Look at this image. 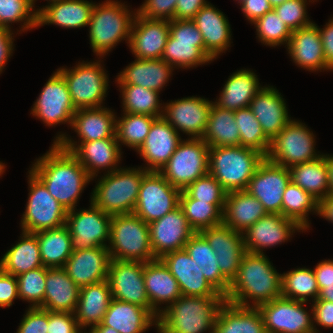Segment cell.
<instances>
[{
	"label": "cell",
	"mask_w": 333,
	"mask_h": 333,
	"mask_svg": "<svg viewBox=\"0 0 333 333\" xmlns=\"http://www.w3.org/2000/svg\"><path fill=\"white\" fill-rule=\"evenodd\" d=\"M30 171L67 211L77 207L84 188L92 181L77 158L59 144H52L34 160Z\"/></svg>",
	"instance_id": "cell-1"
},
{
	"label": "cell",
	"mask_w": 333,
	"mask_h": 333,
	"mask_svg": "<svg viewBox=\"0 0 333 333\" xmlns=\"http://www.w3.org/2000/svg\"><path fill=\"white\" fill-rule=\"evenodd\" d=\"M281 296L282 274L277 272L267 255L246 252L230 283L226 302L257 308Z\"/></svg>",
	"instance_id": "cell-2"
},
{
	"label": "cell",
	"mask_w": 333,
	"mask_h": 333,
	"mask_svg": "<svg viewBox=\"0 0 333 333\" xmlns=\"http://www.w3.org/2000/svg\"><path fill=\"white\" fill-rule=\"evenodd\" d=\"M225 297L181 295L158 317V333H209L215 329L216 318Z\"/></svg>",
	"instance_id": "cell-3"
},
{
	"label": "cell",
	"mask_w": 333,
	"mask_h": 333,
	"mask_svg": "<svg viewBox=\"0 0 333 333\" xmlns=\"http://www.w3.org/2000/svg\"><path fill=\"white\" fill-rule=\"evenodd\" d=\"M118 0L95 2L88 24L89 44L94 55L100 58L116 47L122 40L129 44L130 32L137 9L134 11Z\"/></svg>",
	"instance_id": "cell-4"
},
{
	"label": "cell",
	"mask_w": 333,
	"mask_h": 333,
	"mask_svg": "<svg viewBox=\"0 0 333 333\" xmlns=\"http://www.w3.org/2000/svg\"><path fill=\"white\" fill-rule=\"evenodd\" d=\"M148 171L139 167H121L98 178L90 201L113 216L133 213L143 176Z\"/></svg>",
	"instance_id": "cell-5"
},
{
	"label": "cell",
	"mask_w": 333,
	"mask_h": 333,
	"mask_svg": "<svg viewBox=\"0 0 333 333\" xmlns=\"http://www.w3.org/2000/svg\"><path fill=\"white\" fill-rule=\"evenodd\" d=\"M265 158L261 152L241 145L209 147L208 173L227 193L246 190Z\"/></svg>",
	"instance_id": "cell-6"
},
{
	"label": "cell",
	"mask_w": 333,
	"mask_h": 333,
	"mask_svg": "<svg viewBox=\"0 0 333 333\" xmlns=\"http://www.w3.org/2000/svg\"><path fill=\"white\" fill-rule=\"evenodd\" d=\"M107 248L114 260L146 263L157 259L152 251L149 226L134 213L111 217Z\"/></svg>",
	"instance_id": "cell-7"
},
{
	"label": "cell",
	"mask_w": 333,
	"mask_h": 333,
	"mask_svg": "<svg viewBox=\"0 0 333 333\" xmlns=\"http://www.w3.org/2000/svg\"><path fill=\"white\" fill-rule=\"evenodd\" d=\"M80 61L74 67H59L64 76L75 109L97 108L105 106L109 76L102 66V60Z\"/></svg>",
	"instance_id": "cell-8"
},
{
	"label": "cell",
	"mask_w": 333,
	"mask_h": 333,
	"mask_svg": "<svg viewBox=\"0 0 333 333\" xmlns=\"http://www.w3.org/2000/svg\"><path fill=\"white\" fill-rule=\"evenodd\" d=\"M170 35L161 59L175 69L196 68L215 59L205 50L200 31L192 20H170Z\"/></svg>",
	"instance_id": "cell-9"
},
{
	"label": "cell",
	"mask_w": 333,
	"mask_h": 333,
	"mask_svg": "<svg viewBox=\"0 0 333 333\" xmlns=\"http://www.w3.org/2000/svg\"><path fill=\"white\" fill-rule=\"evenodd\" d=\"M209 146L203 139H182L159 173L183 191L192 182L208 174Z\"/></svg>",
	"instance_id": "cell-10"
},
{
	"label": "cell",
	"mask_w": 333,
	"mask_h": 333,
	"mask_svg": "<svg viewBox=\"0 0 333 333\" xmlns=\"http://www.w3.org/2000/svg\"><path fill=\"white\" fill-rule=\"evenodd\" d=\"M300 120L292 119L272 140L266 159L289 168L323 156L315 150L316 139Z\"/></svg>",
	"instance_id": "cell-11"
},
{
	"label": "cell",
	"mask_w": 333,
	"mask_h": 333,
	"mask_svg": "<svg viewBox=\"0 0 333 333\" xmlns=\"http://www.w3.org/2000/svg\"><path fill=\"white\" fill-rule=\"evenodd\" d=\"M27 177L29 193L20 221L22 231L36 233L65 225L67 210L30 170Z\"/></svg>",
	"instance_id": "cell-12"
},
{
	"label": "cell",
	"mask_w": 333,
	"mask_h": 333,
	"mask_svg": "<svg viewBox=\"0 0 333 333\" xmlns=\"http://www.w3.org/2000/svg\"><path fill=\"white\" fill-rule=\"evenodd\" d=\"M88 209L67 211L65 225L71 235L72 251L93 247H107L111 215L96 207L90 200ZM108 242V243H107Z\"/></svg>",
	"instance_id": "cell-13"
},
{
	"label": "cell",
	"mask_w": 333,
	"mask_h": 333,
	"mask_svg": "<svg viewBox=\"0 0 333 333\" xmlns=\"http://www.w3.org/2000/svg\"><path fill=\"white\" fill-rule=\"evenodd\" d=\"M180 194L181 190L173 187L159 172L148 171L142 178L133 213L149 224L177 208Z\"/></svg>",
	"instance_id": "cell-14"
},
{
	"label": "cell",
	"mask_w": 333,
	"mask_h": 333,
	"mask_svg": "<svg viewBox=\"0 0 333 333\" xmlns=\"http://www.w3.org/2000/svg\"><path fill=\"white\" fill-rule=\"evenodd\" d=\"M306 304L281 296L259 305L257 309L267 333H315L312 307L308 311Z\"/></svg>",
	"instance_id": "cell-15"
},
{
	"label": "cell",
	"mask_w": 333,
	"mask_h": 333,
	"mask_svg": "<svg viewBox=\"0 0 333 333\" xmlns=\"http://www.w3.org/2000/svg\"><path fill=\"white\" fill-rule=\"evenodd\" d=\"M75 112L67 82L56 69L34 101L30 114L48 127L58 124H68L71 127Z\"/></svg>",
	"instance_id": "cell-16"
},
{
	"label": "cell",
	"mask_w": 333,
	"mask_h": 333,
	"mask_svg": "<svg viewBox=\"0 0 333 333\" xmlns=\"http://www.w3.org/2000/svg\"><path fill=\"white\" fill-rule=\"evenodd\" d=\"M107 280L113 299L146 308L158 319L147 296L143 262L111 259Z\"/></svg>",
	"instance_id": "cell-17"
},
{
	"label": "cell",
	"mask_w": 333,
	"mask_h": 333,
	"mask_svg": "<svg viewBox=\"0 0 333 333\" xmlns=\"http://www.w3.org/2000/svg\"><path fill=\"white\" fill-rule=\"evenodd\" d=\"M204 97H183L166 102L162 117L179 133L188 135V138L202 139L209 120L212 103Z\"/></svg>",
	"instance_id": "cell-18"
},
{
	"label": "cell",
	"mask_w": 333,
	"mask_h": 333,
	"mask_svg": "<svg viewBox=\"0 0 333 333\" xmlns=\"http://www.w3.org/2000/svg\"><path fill=\"white\" fill-rule=\"evenodd\" d=\"M63 149L70 151L85 168L92 181L101 170L110 173L121 168L122 158L117 138H106L89 142H59ZM107 170V171H106Z\"/></svg>",
	"instance_id": "cell-19"
},
{
	"label": "cell",
	"mask_w": 333,
	"mask_h": 333,
	"mask_svg": "<svg viewBox=\"0 0 333 333\" xmlns=\"http://www.w3.org/2000/svg\"><path fill=\"white\" fill-rule=\"evenodd\" d=\"M306 232L297 222L282 214L267 213L243 233L246 252L264 254V249L281 245L291 239L295 232Z\"/></svg>",
	"instance_id": "cell-20"
},
{
	"label": "cell",
	"mask_w": 333,
	"mask_h": 333,
	"mask_svg": "<svg viewBox=\"0 0 333 333\" xmlns=\"http://www.w3.org/2000/svg\"><path fill=\"white\" fill-rule=\"evenodd\" d=\"M290 181L288 168L265 158L250 179L246 191L263 204L267 213L281 214L283 193Z\"/></svg>",
	"instance_id": "cell-21"
},
{
	"label": "cell",
	"mask_w": 333,
	"mask_h": 333,
	"mask_svg": "<svg viewBox=\"0 0 333 333\" xmlns=\"http://www.w3.org/2000/svg\"><path fill=\"white\" fill-rule=\"evenodd\" d=\"M115 110L105 106L97 108L77 109L72 118L71 129L79 137L73 140L70 135L61 131L53 139V144L59 142H89L94 140L116 138V113ZM70 136V137H69Z\"/></svg>",
	"instance_id": "cell-22"
},
{
	"label": "cell",
	"mask_w": 333,
	"mask_h": 333,
	"mask_svg": "<svg viewBox=\"0 0 333 333\" xmlns=\"http://www.w3.org/2000/svg\"><path fill=\"white\" fill-rule=\"evenodd\" d=\"M148 226L152 251L156 258H161L171 251L184 249L195 233L180 206Z\"/></svg>",
	"instance_id": "cell-23"
},
{
	"label": "cell",
	"mask_w": 333,
	"mask_h": 333,
	"mask_svg": "<svg viewBox=\"0 0 333 333\" xmlns=\"http://www.w3.org/2000/svg\"><path fill=\"white\" fill-rule=\"evenodd\" d=\"M215 252L221 274L231 283L246 253L243 233L223 223L200 231Z\"/></svg>",
	"instance_id": "cell-24"
},
{
	"label": "cell",
	"mask_w": 333,
	"mask_h": 333,
	"mask_svg": "<svg viewBox=\"0 0 333 333\" xmlns=\"http://www.w3.org/2000/svg\"><path fill=\"white\" fill-rule=\"evenodd\" d=\"M177 280L181 295L196 297H225L203 276L202 270L184 249L171 251L160 258Z\"/></svg>",
	"instance_id": "cell-25"
},
{
	"label": "cell",
	"mask_w": 333,
	"mask_h": 333,
	"mask_svg": "<svg viewBox=\"0 0 333 333\" xmlns=\"http://www.w3.org/2000/svg\"><path fill=\"white\" fill-rule=\"evenodd\" d=\"M169 35V20L146 19L136 13L128 47L135 58L161 59Z\"/></svg>",
	"instance_id": "cell-26"
},
{
	"label": "cell",
	"mask_w": 333,
	"mask_h": 333,
	"mask_svg": "<svg viewBox=\"0 0 333 333\" xmlns=\"http://www.w3.org/2000/svg\"><path fill=\"white\" fill-rule=\"evenodd\" d=\"M181 140L180 133L172 125L162 116L157 117L153 121L144 143L136 151L146 162L142 168L159 172L169 161Z\"/></svg>",
	"instance_id": "cell-27"
},
{
	"label": "cell",
	"mask_w": 333,
	"mask_h": 333,
	"mask_svg": "<svg viewBox=\"0 0 333 333\" xmlns=\"http://www.w3.org/2000/svg\"><path fill=\"white\" fill-rule=\"evenodd\" d=\"M110 262L107 247H93L72 252L63 268L81 288L107 280Z\"/></svg>",
	"instance_id": "cell-28"
},
{
	"label": "cell",
	"mask_w": 333,
	"mask_h": 333,
	"mask_svg": "<svg viewBox=\"0 0 333 333\" xmlns=\"http://www.w3.org/2000/svg\"><path fill=\"white\" fill-rule=\"evenodd\" d=\"M286 48L291 60L299 68L310 72L332 71L326 65L319 26L315 22L292 31Z\"/></svg>",
	"instance_id": "cell-29"
},
{
	"label": "cell",
	"mask_w": 333,
	"mask_h": 333,
	"mask_svg": "<svg viewBox=\"0 0 333 333\" xmlns=\"http://www.w3.org/2000/svg\"><path fill=\"white\" fill-rule=\"evenodd\" d=\"M249 107L270 140L293 119L288 113L285 99L274 86L264 85Z\"/></svg>",
	"instance_id": "cell-30"
},
{
	"label": "cell",
	"mask_w": 333,
	"mask_h": 333,
	"mask_svg": "<svg viewBox=\"0 0 333 333\" xmlns=\"http://www.w3.org/2000/svg\"><path fill=\"white\" fill-rule=\"evenodd\" d=\"M192 21L202 35L205 50L215 60L231 47L233 42L229 20L210 2L194 16Z\"/></svg>",
	"instance_id": "cell-31"
},
{
	"label": "cell",
	"mask_w": 333,
	"mask_h": 333,
	"mask_svg": "<svg viewBox=\"0 0 333 333\" xmlns=\"http://www.w3.org/2000/svg\"><path fill=\"white\" fill-rule=\"evenodd\" d=\"M174 67L163 59H138L127 65L116 76L117 85H137L161 92L170 77Z\"/></svg>",
	"instance_id": "cell-32"
},
{
	"label": "cell",
	"mask_w": 333,
	"mask_h": 333,
	"mask_svg": "<svg viewBox=\"0 0 333 333\" xmlns=\"http://www.w3.org/2000/svg\"><path fill=\"white\" fill-rule=\"evenodd\" d=\"M144 284L151 307L158 314L181 296L177 280L160 258L144 263Z\"/></svg>",
	"instance_id": "cell-33"
},
{
	"label": "cell",
	"mask_w": 333,
	"mask_h": 333,
	"mask_svg": "<svg viewBox=\"0 0 333 333\" xmlns=\"http://www.w3.org/2000/svg\"><path fill=\"white\" fill-rule=\"evenodd\" d=\"M157 320L146 308L112 299L101 324L119 333H145L153 325L157 329Z\"/></svg>",
	"instance_id": "cell-34"
},
{
	"label": "cell",
	"mask_w": 333,
	"mask_h": 333,
	"mask_svg": "<svg viewBox=\"0 0 333 333\" xmlns=\"http://www.w3.org/2000/svg\"><path fill=\"white\" fill-rule=\"evenodd\" d=\"M112 299L108 280L81 287L74 312L78 327L87 331L101 324Z\"/></svg>",
	"instance_id": "cell-35"
},
{
	"label": "cell",
	"mask_w": 333,
	"mask_h": 333,
	"mask_svg": "<svg viewBox=\"0 0 333 333\" xmlns=\"http://www.w3.org/2000/svg\"><path fill=\"white\" fill-rule=\"evenodd\" d=\"M266 214L263 204L248 191H231L226 195L222 223L244 233Z\"/></svg>",
	"instance_id": "cell-36"
},
{
	"label": "cell",
	"mask_w": 333,
	"mask_h": 333,
	"mask_svg": "<svg viewBox=\"0 0 333 333\" xmlns=\"http://www.w3.org/2000/svg\"><path fill=\"white\" fill-rule=\"evenodd\" d=\"M46 289L43 306L47 311L74 313L80 288L69 278L63 267H46Z\"/></svg>",
	"instance_id": "cell-37"
},
{
	"label": "cell",
	"mask_w": 333,
	"mask_h": 333,
	"mask_svg": "<svg viewBox=\"0 0 333 333\" xmlns=\"http://www.w3.org/2000/svg\"><path fill=\"white\" fill-rule=\"evenodd\" d=\"M262 87L255 72L251 69H240L229 76L214 103L220 108L237 111L249 107L251 100Z\"/></svg>",
	"instance_id": "cell-38"
},
{
	"label": "cell",
	"mask_w": 333,
	"mask_h": 333,
	"mask_svg": "<svg viewBox=\"0 0 333 333\" xmlns=\"http://www.w3.org/2000/svg\"><path fill=\"white\" fill-rule=\"evenodd\" d=\"M95 2L88 0H64L46 6L38 14V27L57 25L66 29L88 27Z\"/></svg>",
	"instance_id": "cell-39"
},
{
	"label": "cell",
	"mask_w": 333,
	"mask_h": 333,
	"mask_svg": "<svg viewBox=\"0 0 333 333\" xmlns=\"http://www.w3.org/2000/svg\"><path fill=\"white\" fill-rule=\"evenodd\" d=\"M19 238L0 259V269L13 276L43 266L36 235L22 231Z\"/></svg>",
	"instance_id": "cell-40"
},
{
	"label": "cell",
	"mask_w": 333,
	"mask_h": 333,
	"mask_svg": "<svg viewBox=\"0 0 333 333\" xmlns=\"http://www.w3.org/2000/svg\"><path fill=\"white\" fill-rule=\"evenodd\" d=\"M215 328L219 333H267L260 311L224 302L220 307Z\"/></svg>",
	"instance_id": "cell-41"
},
{
	"label": "cell",
	"mask_w": 333,
	"mask_h": 333,
	"mask_svg": "<svg viewBox=\"0 0 333 333\" xmlns=\"http://www.w3.org/2000/svg\"><path fill=\"white\" fill-rule=\"evenodd\" d=\"M192 260L203 271L204 278L223 296L229 292L230 282L221 274L215 252L200 232H195L185 245Z\"/></svg>",
	"instance_id": "cell-42"
},
{
	"label": "cell",
	"mask_w": 333,
	"mask_h": 333,
	"mask_svg": "<svg viewBox=\"0 0 333 333\" xmlns=\"http://www.w3.org/2000/svg\"><path fill=\"white\" fill-rule=\"evenodd\" d=\"M290 180L310 193L317 200L329 194V181L326 169V154L318 159L293 165L288 168Z\"/></svg>",
	"instance_id": "cell-43"
},
{
	"label": "cell",
	"mask_w": 333,
	"mask_h": 333,
	"mask_svg": "<svg viewBox=\"0 0 333 333\" xmlns=\"http://www.w3.org/2000/svg\"><path fill=\"white\" fill-rule=\"evenodd\" d=\"M44 267H64L72 254L71 235L66 225L34 233Z\"/></svg>",
	"instance_id": "cell-44"
},
{
	"label": "cell",
	"mask_w": 333,
	"mask_h": 333,
	"mask_svg": "<svg viewBox=\"0 0 333 333\" xmlns=\"http://www.w3.org/2000/svg\"><path fill=\"white\" fill-rule=\"evenodd\" d=\"M202 139L209 147L240 146V133L234 111L220 108L213 102Z\"/></svg>",
	"instance_id": "cell-45"
},
{
	"label": "cell",
	"mask_w": 333,
	"mask_h": 333,
	"mask_svg": "<svg viewBox=\"0 0 333 333\" xmlns=\"http://www.w3.org/2000/svg\"><path fill=\"white\" fill-rule=\"evenodd\" d=\"M318 200L310 193L304 191L291 181L283 193L281 214L288 219L297 222L306 231L310 223L308 215L313 212L317 214Z\"/></svg>",
	"instance_id": "cell-46"
},
{
	"label": "cell",
	"mask_w": 333,
	"mask_h": 333,
	"mask_svg": "<svg viewBox=\"0 0 333 333\" xmlns=\"http://www.w3.org/2000/svg\"><path fill=\"white\" fill-rule=\"evenodd\" d=\"M224 205L190 198L184 191L179 199V206L195 232L222 224Z\"/></svg>",
	"instance_id": "cell-47"
},
{
	"label": "cell",
	"mask_w": 333,
	"mask_h": 333,
	"mask_svg": "<svg viewBox=\"0 0 333 333\" xmlns=\"http://www.w3.org/2000/svg\"><path fill=\"white\" fill-rule=\"evenodd\" d=\"M117 87L122 97V112L154 117L163 115L164 104L159 99V92L137 85H118Z\"/></svg>",
	"instance_id": "cell-48"
},
{
	"label": "cell",
	"mask_w": 333,
	"mask_h": 333,
	"mask_svg": "<svg viewBox=\"0 0 333 333\" xmlns=\"http://www.w3.org/2000/svg\"><path fill=\"white\" fill-rule=\"evenodd\" d=\"M156 118L144 114L122 112L121 117H116L115 130L120 148L124 145L137 151L144 143L151 125Z\"/></svg>",
	"instance_id": "cell-49"
},
{
	"label": "cell",
	"mask_w": 333,
	"mask_h": 333,
	"mask_svg": "<svg viewBox=\"0 0 333 333\" xmlns=\"http://www.w3.org/2000/svg\"><path fill=\"white\" fill-rule=\"evenodd\" d=\"M313 269L298 267L282 273V296L285 298L313 302L319 297Z\"/></svg>",
	"instance_id": "cell-50"
},
{
	"label": "cell",
	"mask_w": 333,
	"mask_h": 333,
	"mask_svg": "<svg viewBox=\"0 0 333 333\" xmlns=\"http://www.w3.org/2000/svg\"><path fill=\"white\" fill-rule=\"evenodd\" d=\"M234 119L240 133V145L255 149L265 156L269 151L271 140L263 132L250 107L234 111Z\"/></svg>",
	"instance_id": "cell-51"
},
{
	"label": "cell",
	"mask_w": 333,
	"mask_h": 333,
	"mask_svg": "<svg viewBox=\"0 0 333 333\" xmlns=\"http://www.w3.org/2000/svg\"><path fill=\"white\" fill-rule=\"evenodd\" d=\"M12 23H20L19 34L38 28V14L30 0H0V26L12 30Z\"/></svg>",
	"instance_id": "cell-52"
},
{
	"label": "cell",
	"mask_w": 333,
	"mask_h": 333,
	"mask_svg": "<svg viewBox=\"0 0 333 333\" xmlns=\"http://www.w3.org/2000/svg\"><path fill=\"white\" fill-rule=\"evenodd\" d=\"M253 24L256 28V37L262 44L274 48L279 45L287 47L292 31L278 17L274 9L258 18Z\"/></svg>",
	"instance_id": "cell-53"
},
{
	"label": "cell",
	"mask_w": 333,
	"mask_h": 333,
	"mask_svg": "<svg viewBox=\"0 0 333 333\" xmlns=\"http://www.w3.org/2000/svg\"><path fill=\"white\" fill-rule=\"evenodd\" d=\"M19 299L28 302L30 308H41L46 289V267L42 266L16 276Z\"/></svg>",
	"instance_id": "cell-54"
},
{
	"label": "cell",
	"mask_w": 333,
	"mask_h": 333,
	"mask_svg": "<svg viewBox=\"0 0 333 333\" xmlns=\"http://www.w3.org/2000/svg\"><path fill=\"white\" fill-rule=\"evenodd\" d=\"M183 191L190 198L211 204H225L227 195L221 184L209 173L192 182Z\"/></svg>",
	"instance_id": "cell-55"
},
{
	"label": "cell",
	"mask_w": 333,
	"mask_h": 333,
	"mask_svg": "<svg viewBox=\"0 0 333 333\" xmlns=\"http://www.w3.org/2000/svg\"><path fill=\"white\" fill-rule=\"evenodd\" d=\"M317 0H287L281 5L274 7L275 13L291 30H297L310 26L313 21L307 15V6ZM309 2V3H308Z\"/></svg>",
	"instance_id": "cell-56"
},
{
	"label": "cell",
	"mask_w": 333,
	"mask_h": 333,
	"mask_svg": "<svg viewBox=\"0 0 333 333\" xmlns=\"http://www.w3.org/2000/svg\"><path fill=\"white\" fill-rule=\"evenodd\" d=\"M177 0H144L137 13L146 19L173 20Z\"/></svg>",
	"instance_id": "cell-57"
},
{
	"label": "cell",
	"mask_w": 333,
	"mask_h": 333,
	"mask_svg": "<svg viewBox=\"0 0 333 333\" xmlns=\"http://www.w3.org/2000/svg\"><path fill=\"white\" fill-rule=\"evenodd\" d=\"M16 333H47L48 311L42 308L28 307Z\"/></svg>",
	"instance_id": "cell-58"
},
{
	"label": "cell",
	"mask_w": 333,
	"mask_h": 333,
	"mask_svg": "<svg viewBox=\"0 0 333 333\" xmlns=\"http://www.w3.org/2000/svg\"><path fill=\"white\" fill-rule=\"evenodd\" d=\"M47 333H87L78 327L74 313L48 311Z\"/></svg>",
	"instance_id": "cell-59"
},
{
	"label": "cell",
	"mask_w": 333,
	"mask_h": 333,
	"mask_svg": "<svg viewBox=\"0 0 333 333\" xmlns=\"http://www.w3.org/2000/svg\"><path fill=\"white\" fill-rule=\"evenodd\" d=\"M314 332L320 333L316 326L333 329V302L315 300L312 302Z\"/></svg>",
	"instance_id": "cell-60"
},
{
	"label": "cell",
	"mask_w": 333,
	"mask_h": 333,
	"mask_svg": "<svg viewBox=\"0 0 333 333\" xmlns=\"http://www.w3.org/2000/svg\"><path fill=\"white\" fill-rule=\"evenodd\" d=\"M16 299H19L16 276L0 269V307H11Z\"/></svg>",
	"instance_id": "cell-61"
},
{
	"label": "cell",
	"mask_w": 333,
	"mask_h": 333,
	"mask_svg": "<svg viewBox=\"0 0 333 333\" xmlns=\"http://www.w3.org/2000/svg\"><path fill=\"white\" fill-rule=\"evenodd\" d=\"M240 6L242 13L250 24L273 9L269 0H246Z\"/></svg>",
	"instance_id": "cell-62"
},
{
	"label": "cell",
	"mask_w": 333,
	"mask_h": 333,
	"mask_svg": "<svg viewBox=\"0 0 333 333\" xmlns=\"http://www.w3.org/2000/svg\"><path fill=\"white\" fill-rule=\"evenodd\" d=\"M209 2L207 0H177L174 20H192Z\"/></svg>",
	"instance_id": "cell-63"
},
{
	"label": "cell",
	"mask_w": 333,
	"mask_h": 333,
	"mask_svg": "<svg viewBox=\"0 0 333 333\" xmlns=\"http://www.w3.org/2000/svg\"><path fill=\"white\" fill-rule=\"evenodd\" d=\"M14 31L0 26V75L14 51Z\"/></svg>",
	"instance_id": "cell-64"
},
{
	"label": "cell",
	"mask_w": 333,
	"mask_h": 333,
	"mask_svg": "<svg viewBox=\"0 0 333 333\" xmlns=\"http://www.w3.org/2000/svg\"><path fill=\"white\" fill-rule=\"evenodd\" d=\"M325 24L324 28L319 27V32L322 39L326 65L333 71V17H330Z\"/></svg>",
	"instance_id": "cell-65"
},
{
	"label": "cell",
	"mask_w": 333,
	"mask_h": 333,
	"mask_svg": "<svg viewBox=\"0 0 333 333\" xmlns=\"http://www.w3.org/2000/svg\"><path fill=\"white\" fill-rule=\"evenodd\" d=\"M319 291L333 285V259L322 260L313 269Z\"/></svg>",
	"instance_id": "cell-66"
},
{
	"label": "cell",
	"mask_w": 333,
	"mask_h": 333,
	"mask_svg": "<svg viewBox=\"0 0 333 333\" xmlns=\"http://www.w3.org/2000/svg\"><path fill=\"white\" fill-rule=\"evenodd\" d=\"M317 215L333 223V194L318 200Z\"/></svg>",
	"instance_id": "cell-67"
},
{
	"label": "cell",
	"mask_w": 333,
	"mask_h": 333,
	"mask_svg": "<svg viewBox=\"0 0 333 333\" xmlns=\"http://www.w3.org/2000/svg\"><path fill=\"white\" fill-rule=\"evenodd\" d=\"M326 169L329 181V194H333V154H326Z\"/></svg>",
	"instance_id": "cell-68"
},
{
	"label": "cell",
	"mask_w": 333,
	"mask_h": 333,
	"mask_svg": "<svg viewBox=\"0 0 333 333\" xmlns=\"http://www.w3.org/2000/svg\"><path fill=\"white\" fill-rule=\"evenodd\" d=\"M316 300H326L329 302H333V285L323 288L319 292V297Z\"/></svg>",
	"instance_id": "cell-69"
},
{
	"label": "cell",
	"mask_w": 333,
	"mask_h": 333,
	"mask_svg": "<svg viewBox=\"0 0 333 333\" xmlns=\"http://www.w3.org/2000/svg\"><path fill=\"white\" fill-rule=\"evenodd\" d=\"M87 333H119V332L110 326H104L102 324H98L92 327Z\"/></svg>",
	"instance_id": "cell-70"
},
{
	"label": "cell",
	"mask_w": 333,
	"mask_h": 333,
	"mask_svg": "<svg viewBox=\"0 0 333 333\" xmlns=\"http://www.w3.org/2000/svg\"><path fill=\"white\" fill-rule=\"evenodd\" d=\"M30 1H31V4H32L34 10L36 11V13L39 14L46 6H49V5L53 4V3H57V2H60V1H64V0H45V1H48L47 5H45V6L43 5L42 8L41 7L37 8V10L35 8V3H36L37 0H30Z\"/></svg>",
	"instance_id": "cell-71"
},
{
	"label": "cell",
	"mask_w": 333,
	"mask_h": 333,
	"mask_svg": "<svg viewBox=\"0 0 333 333\" xmlns=\"http://www.w3.org/2000/svg\"><path fill=\"white\" fill-rule=\"evenodd\" d=\"M287 0H269L271 6L274 8L278 5H281L282 3H284Z\"/></svg>",
	"instance_id": "cell-72"
},
{
	"label": "cell",
	"mask_w": 333,
	"mask_h": 333,
	"mask_svg": "<svg viewBox=\"0 0 333 333\" xmlns=\"http://www.w3.org/2000/svg\"><path fill=\"white\" fill-rule=\"evenodd\" d=\"M6 165L2 161H0V176L2 177L3 173H5Z\"/></svg>",
	"instance_id": "cell-73"
},
{
	"label": "cell",
	"mask_w": 333,
	"mask_h": 333,
	"mask_svg": "<svg viewBox=\"0 0 333 333\" xmlns=\"http://www.w3.org/2000/svg\"><path fill=\"white\" fill-rule=\"evenodd\" d=\"M237 1L238 5H241L243 2H245L246 0H234Z\"/></svg>",
	"instance_id": "cell-74"
},
{
	"label": "cell",
	"mask_w": 333,
	"mask_h": 333,
	"mask_svg": "<svg viewBox=\"0 0 333 333\" xmlns=\"http://www.w3.org/2000/svg\"><path fill=\"white\" fill-rule=\"evenodd\" d=\"M209 333V332H208ZM210 333H219V331L215 328L214 330H212Z\"/></svg>",
	"instance_id": "cell-75"
}]
</instances>
